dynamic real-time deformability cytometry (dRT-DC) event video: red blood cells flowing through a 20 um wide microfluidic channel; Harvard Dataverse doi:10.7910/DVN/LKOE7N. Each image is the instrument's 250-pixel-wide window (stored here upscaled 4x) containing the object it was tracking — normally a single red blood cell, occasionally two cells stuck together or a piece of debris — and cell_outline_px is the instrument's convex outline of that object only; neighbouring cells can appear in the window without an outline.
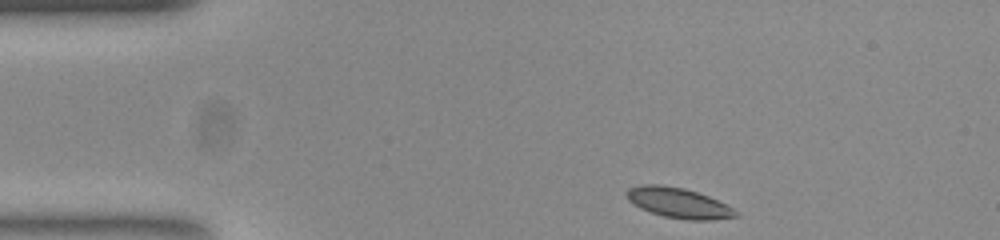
{"species": "common noctule bat (a hibernating species)", "species_latin": "Nyctalus noctula", "temperature_condition": "room temperature", "stored_images_in_passage": 46, "camera_frame_rate_fps": 3000, "um_per_image_px": 0.085, "animal": {"sex": "female", "body_mass_g": 23.0, "forearm_length_mm": 53.4}, "frame": {"image": 1, "passage_image": 1, "time_ms": 0.0, "image_size_px": [1000, 240], "cell_outline_px": [[736, 216], [704, 220], [692, 220], [664, 216], [640, 208], [628, 200], [628, 192], [632, 188], [648, 184], [656, 184], [684, 188], [708, 196], [732, 208]], "centroid_in_image_um": [57.65, 17.24], "position_along_channel_um": 27.4, "area_um2": 18.32}}
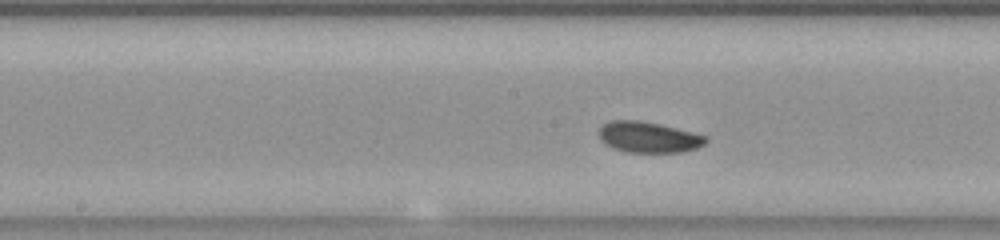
{"frame": {"image": 2, "passage_image": 19, "time_ms": 6.0, "image_size_px": [1000, 240], "cell_outline_px": [[708, 140], [704, 144], [696, 148], [684, 152], [628, 152], [616, 148], [608, 144], [600, 136], [600, 128], [604, 124], [612, 120], [636, 120], [656, 124], [704, 136]], "centroid_in_image_um": [55.13, 11.67], "position_along_channel_um": 193.1, "area_um2": 18.38}}
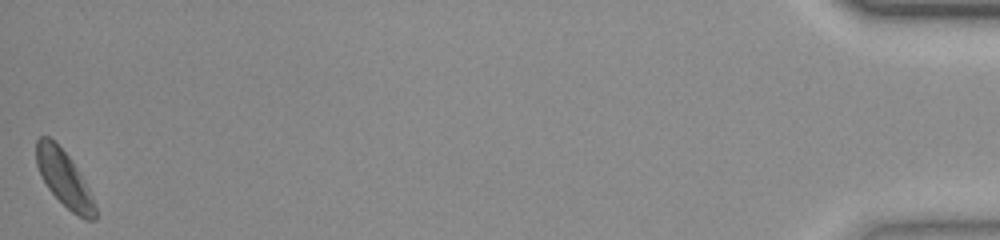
{"frame": {"image": 3, "passage_image": 46, "time_ms": 15.0, "image_size_px": [1000, 240], "cell_outline_px": [[96, 220], [84, 220], [72, 212], [48, 188], [36, 164], [36, 140], [40, 136], [48, 136], [68, 156], [88, 192], [96, 208]], "centroid_in_image_um": [5.4, 15.19], "position_along_channel_um": 429.8, "area_um2": 18.09}, "authors_computed_cell_mechanics": {"area_um2": 18.496, "velocity_mm_per_s": 3.7544, "shape_relaxation_time_tau1_ms": 1.4327, "shape_relaxation_time_tau2_ms": null, "deformation_change_tau1": 0.0573, "deformation_change_tau2": null}}